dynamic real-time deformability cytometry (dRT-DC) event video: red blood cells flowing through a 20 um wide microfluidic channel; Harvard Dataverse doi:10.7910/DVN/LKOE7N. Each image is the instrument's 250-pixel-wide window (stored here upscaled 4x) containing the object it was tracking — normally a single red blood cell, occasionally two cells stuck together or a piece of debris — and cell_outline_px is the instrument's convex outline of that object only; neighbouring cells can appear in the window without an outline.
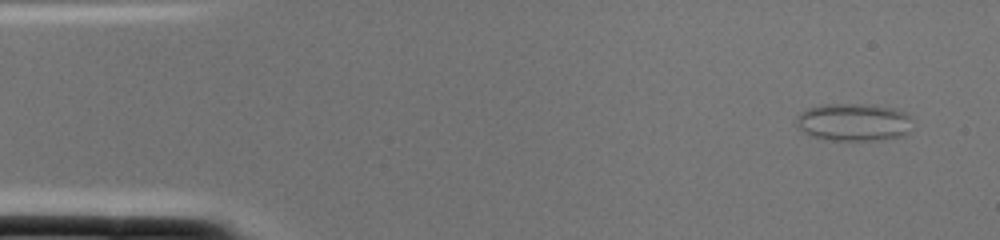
{"species": "common noctule bat (a hibernating species)", "species_latin": "Nyctalus noctula", "temperature_condition": "cold", "stored_images_in_passage": 2, "camera_frame_rate_fps": 3000, "um_per_image_px": 0.085, "animal": {"sex": "female", "body_mass_g": 22.0, "forearm_length_mm": 56.7}, "frame": {"image": 1, "passage_image": 1, "time_ms": 0.0, "image_size_px": [1000, 240], "cell_outline_px": [[908, 132], [904, 136], [880, 140], [832, 140], [812, 136], [796, 128], [796, 116], [800, 112], [808, 108], [824, 104], [876, 104], [896, 108], [904, 112], [908, 116]], "centroid_in_image_um": [72.52, 10.37], "position_along_channel_um": 12.5, "area_um2": 25.61}}
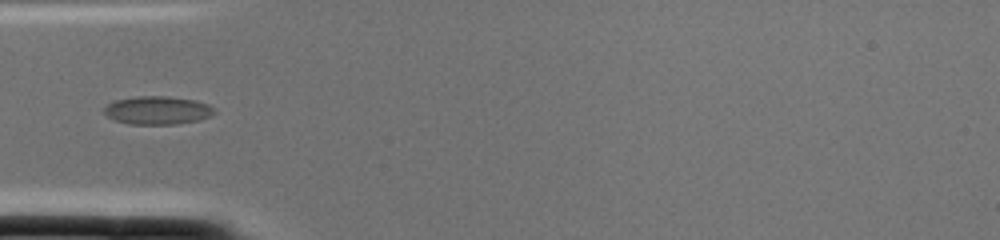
{"frame": {"image": 2, "passage_image": 2, "time_ms": 0.333, "image_size_px": [1000, 240], "cell_outline_px": [[216, 112], [212, 116], [200, 120], [176, 124], [128, 124], [112, 120], [104, 112], [104, 108], [112, 100], [136, 96], [168, 96], [196, 100], [208, 104]], "centroid_in_image_um": [13.38, 9.37], "position_along_channel_um": 71.6, "area_um2": 18.38}}